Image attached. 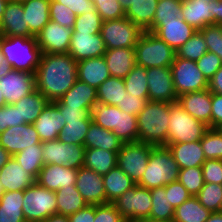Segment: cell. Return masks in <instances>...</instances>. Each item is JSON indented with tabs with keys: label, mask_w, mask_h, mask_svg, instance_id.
I'll return each mask as SVG.
<instances>
[{
	"label": "cell",
	"mask_w": 222,
	"mask_h": 222,
	"mask_svg": "<svg viewBox=\"0 0 222 222\" xmlns=\"http://www.w3.org/2000/svg\"><path fill=\"white\" fill-rule=\"evenodd\" d=\"M77 65L69 53L42 54L35 71V89L50 102L60 99L77 81Z\"/></svg>",
	"instance_id": "1"
},
{
	"label": "cell",
	"mask_w": 222,
	"mask_h": 222,
	"mask_svg": "<svg viewBox=\"0 0 222 222\" xmlns=\"http://www.w3.org/2000/svg\"><path fill=\"white\" fill-rule=\"evenodd\" d=\"M170 103L148 101L137 115L138 141L164 146L168 140Z\"/></svg>",
	"instance_id": "2"
},
{
	"label": "cell",
	"mask_w": 222,
	"mask_h": 222,
	"mask_svg": "<svg viewBox=\"0 0 222 222\" xmlns=\"http://www.w3.org/2000/svg\"><path fill=\"white\" fill-rule=\"evenodd\" d=\"M0 46L5 56V61L12 69L35 73L43 54L38 46L36 36L19 37L0 35Z\"/></svg>",
	"instance_id": "3"
},
{
	"label": "cell",
	"mask_w": 222,
	"mask_h": 222,
	"mask_svg": "<svg viewBox=\"0 0 222 222\" xmlns=\"http://www.w3.org/2000/svg\"><path fill=\"white\" fill-rule=\"evenodd\" d=\"M179 167L171 151L165 146L151 150L147 167L138 186L152 189L178 181Z\"/></svg>",
	"instance_id": "4"
},
{
	"label": "cell",
	"mask_w": 222,
	"mask_h": 222,
	"mask_svg": "<svg viewBox=\"0 0 222 222\" xmlns=\"http://www.w3.org/2000/svg\"><path fill=\"white\" fill-rule=\"evenodd\" d=\"M167 147L173 143L199 141L209 129L205 123L186 112L178 102L170 103Z\"/></svg>",
	"instance_id": "5"
},
{
	"label": "cell",
	"mask_w": 222,
	"mask_h": 222,
	"mask_svg": "<svg viewBox=\"0 0 222 222\" xmlns=\"http://www.w3.org/2000/svg\"><path fill=\"white\" fill-rule=\"evenodd\" d=\"M136 64L144 68L170 67L176 52L152 32L144 31L135 46Z\"/></svg>",
	"instance_id": "6"
},
{
	"label": "cell",
	"mask_w": 222,
	"mask_h": 222,
	"mask_svg": "<svg viewBox=\"0 0 222 222\" xmlns=\"http://www.w3.org/2000/svg\"><path fill=\"white\" fill-rule=\"evenodd\" d=\"M23 215L30 222H41L57 214V199L54 191L37 183L24 190Z\"/></svg>",
	"instance_id": "7"
},
{
	"label": "cell",
	"mask_w": 222,
	"mask_h": 222,
	"mask_svg": "<svg viewBox=\"0 0 222 222\" xmlns=\"http://www.w3.org/2000/svg\"><path fill=\"white\" fill-rule=\"evenodd\" d=\"M143 32L138 25L123 17L103 21L100 35L107 49L135 48Z\"/></svg>",
	"instance_id": "8"
},
{
	"label": "cell",
	"mask_w": 222,
	"mask_h": 222,
	"mask_svg": "<svg viewBox=\"0 0 222 222\" xmlns=\"http://www.w3.org/2000/svg\"><path fill=\"white\" fill-rule=\"evenodd\" d=\"M112 204L126 222L150 218L152 206L150 189L136 184L134 187L126 190Z\"/></svg>",
	"instance_id": "9"
},
{
	"label": "cell",
	"mask_w": 222,
	"mask_h": 222,
	"mask_svg": "<svg viewBox=\"0 0 222 222\" xmlns=\"http://www.w3.org/2000/svg\"><path fill=\"white\" fill-rule=\"evenodd\" d=\"M154 147L152 144L139 141L123 143L117 154V166L138 184Z\"/></svg>",
	"instance_id": "10"
},
{
	"label": "cell",
	"mask_w": 222,
	"mask_h": 222,
	"mask_svg": "<svg viewBox=\"0 0 222 222\" xmlns=\"http://www.w3.org/2000/svg\"><path fill=\"white\" fill-rule=\"evenodd\" d=\"M170 68L177 96L208 89L209 81L199 70L195 61L182 59L175 55Z\"/></svg>",
	"instance_id": "11"
},
{
	"label": "cell",
	"mask_w": 222,
	"mask_h": 222,
	"mask_svg": "<svg viewBox=\"0 0 222 222\" xmlns=\"http://www.w3.org/2000/svg\"><path fill=\"white\" fill-rule=\"evenodd\" d=\"M44 165H64L74 169L83 167L84 145L68 144L58 139L42 142Z\"/></svg>",
	"instance_id": "12"
},
{
	"label": "cell",
	"mask_w": 222,
	"mask_h": 222,
	"mask_svg": "<svg viewBox=\"0 0 222 222\" xmlns=\"http://www.w3.org/2000/svg\"><path fill=\"white\" fill-rule=\"evenodd\" d=\"M147 84L149 101L177 102L170 67L147 68Z\"/></svg>",
	"instance_id": "13"
},
{
	"label": "cell",
	"mask_w": 222,
	"mask_h": 222,
	"mask_svg": "<svg viewBox=\"0 0 222 222\" xmlns=\"http://www.w3.org/2000/svg\"><path fill=\"white\" fill-rule=\"evenodd\" d=\"M0 90L7 104H15L35 90V73L11 69L0 78Z\"/></svg>",
	"instance_id": "14"
},
{
	"label": "cell",
	"mask_w": 222,
	"mask_h": 222,
	"mask_svg": "<svg viewBox=\"0 0 222 222\" xmlns=\"http://www.w3.org/2000/svg\"><path fill=\"white\" fill-rule=\"evenodd\" d=\"M73 29L49 21L37 34L36 40L43 54L68 53Z\"/></svg>",
	"instance_id": "15"
},
{
	"label": "cell",
	"mask_w": 222,
	"mask_h": 222,
	"mask_svg": "<svg viewBox=\"0 0 222 222\" xmlns=\"http://www.w3.org/2000/svg\"><path fill=\"white\" fill-rule=\"evenodd\" d=\"M39 143H41V140L33 124L25 123L11 126L0 134V145L11 156Z\"/></svg>",
	"instance_id": "16"
},
{
	"label": "cell",
	"mask_w": 222,
	"mask_h": 222,
	"mask_svg": "<svg viewBox=\"0 0 222 222\" xmlns=\"http://www.w3.org/2000/svg\"><path fill=\"white\" fill-rule=\"evenodd\" d=\"M75 185L88 205L106 204L103 175L84 166L80 167L77 170Z\"/></svg>",
	"instance_id": "17"
},
{
	"label": "cell",
	"mask_w": 222,
	"mask_h": 222,
	"mask_svg": "<svg viewBox=\"0 0 222 222\" xmlns=\"http://www.w3.org/2000/svg\"><path fill=\"white\" fill-rule=\"evenodd\" d=\"M106 50L105 42L100 33L89 35V33H76L74 30L72 31L68 53L77 62L88 58L102 57Z\"/></svg>",
	"instance_id": "18"
},
{
	"label": "cell",
	"mask_w": 222,
	"mask_h": 222,
	"mask_svg": "<svg viewBox=\"0 0 222 222\" xmlns=\"http://www.w3.org/2000/svg\"><path fill=\"white\" fill-rule=\"evenodd\" d=\"M215 0H183L181 18L196 31L214 24Z\"/></svg>",
	"instance_id": "19"
},
{
	"label": "cell",
	"mask_w": 222,
	"mask_h": 222,
	"mask_svg": "<svg viewBox=\"0 0 222 222\" xmlns=\"http://www.w3.org/2000/svg\"><path fill=\"white\" fill-rule=\"evenodd\" d=\"M77 169L64 165L48 164L39 171L36 183L50 191H58L65 186L76 184Z\"/></svg>",
	"instance_id": "20"
},
{
	"label": "cell",
	"mask_w": 222,
	"mask_h": 222,
	"mask_svg": "<svg viewBox=\"0 0 222 222\" xmlns=\"http://www.w3.org/2000/svg\"><path fill=\"white\" fill-rule=\"evenodd\" d=\"M177 102L191 116L211 128V91L209 89L183 93L178 96Z\"/></svg>",
	"instance_id": "21"
},
{
	"label": "cell",
	"mask_w": 222,
	"mask_h": 222,
	"mask_svg": "<svg viewBox=\"0 0 222 222\" xmlns=\"http://www.w3.org/2000/svg\"><path fill=\"white\" fill-rule=\"evenodd\" d=\"M0 35L33 37L24 16L22 1H8L0 21Z\"/></svg>",
	"instance_id": "22"
},
{
	"label": "cell",
	"mask_w": 222,
	"mask_h": 222,
	"mask_svg": "<svg viewBox=\"0 0 222 222\" xmlns=\"http://www.w3.org/2000/svg\"><path fill=\"white\" fill-rule=\"evenodd\" d=\"M196 30L187 24L181 17L178 19L164 21L158 25L152 33L163 40L175 52L185 44Z\"/></svg>",
	"instance_id": "23"
},
{
	"label": "cell",
	"mask_w": 222,
	"mask_h": 222,
	"mask_svg": "<svg viewBox=\"0 0 222 222\" xmlns=\"http://www.w3.org/2000/svg\"><path fill=\"white\" fill-rule=\"evenodd\" d=\"M66 122H63V116L59 108L49 102L33 123L41 142L56 140Z\"/></svg>",
	"instance_id": "24"
},
{
	"label": "cell",
	"mask_w": 222,
	"mask_h": 222,
	"mask_svg": "<svg viewBox=\"0 0 222 222\" xmlns=\"http://www.w3.org/2000/svg\"><path fill=\"white\" fill-rule=\"evenodd\" d=\"M35 183L36 179L13 156L0 169V184L4 192L24 191Z\"/></svg>",
	"instance_id": "25"
},
{
	"label": "cell",
	"mask_w": 222,
	"mask_h": 222,
	"mask_svg": "<svg viewBox=\"0 0 222 222\" xmlns=\"http://www.w3.org/2000/svg\"><path fill=\"white\" fill-rule=\"evenodd\" d=\"M103 57L111 77L124 79L136 65L135 48L107 49Z\"/></svg>",
	"instance_id": "26"
},
{
	"label": "cell",
	"mask_w": 222,
	"mask_h": 222,
	"mask_svg": "<svg viewBox=\"0 0 222 222\" xmlns=\"http://www.w3.org/2000/svg\"><path fill=\"white\" fill-rule=\"evenodd\" d=\"M111 77L104 57L81 60L77 65V78L97 89L107 78Z\"/></svg>",
	"instance_id": "27"
},
{
	"label": "cell",
	"mask_w": 222,
	"mask_h": 222,
	"mask_svg": "<svg viewBox=\"0 0 222 222\" xmlns=\"http://www.w3.org/2000/svg\"><path fill=\"white\" fill-rule=\"evenodd\" d=\"M168 149L174 156L179 169L202 166L206 161L200 140L194 142L169 144Z\"/></svg>",
	"instance_id": "28"
},
{
	"label": "cell",
	"mask_w": 222,
	"mask_h": 222,
	"mask_svg": "<svg viewBox=\"0 0 222 222\" xmlns=\"http://www.w3.org/2000/svg\"><path fill=\"white\" fill-rule=\"evenodd\" d=\"M22 5L29 31L37 36L50 21V0H24Z\"/></svg>",
	"instance_id": "29"
},
{
	"label": "cell",
	"mask_w": 222,
	"mask_h": 222,
	"mask_svg": "<svg viewBox=\"0 0 222 222\" xmlns=\"http://www.w3.org/2000/svg\"><path fill=\"white\" fill-rule=\"evenodd\" d=\"M57 101L62 106L88 108L92 111L97 103V91L94 87L77 79L75 84Z\"/></svg>",
	"instance_id": "30"
},
{
	"label": "cell",
	"mask_w": 222,
	"mask_h": 222,
	"mask_svg": "<svg viewBox=\"0 0 222 222\" xmlns=\"http://www.w3.org/2000/svg\"><path fill=\"white\" fill-rule=\"evenodd\" d=\"M123 142L110 130L92 122L84 140L85 148H101L118 153Z\"/></svg>",
	"instance_id": "31"
},
{
	"label": "cell",
	"mask_w": 222,
	"mask_h": 222,
	"mask_svg": "<svg viewBox=\"0 0 222 222\" xmlns=\"http://www.w3.org/2000/svg\"><path fill=\"white\" fill-rule=\"evenodd\" d=\"M50 101L36 89L13 104L18 109L19 122L33 124Z\"/></svg>",
	"instance_id": "32"
},
{
	"label": "cell",
	"mask_w": 222,
	"mask_h": 222,
	"mask_svg": "<svg viewBox=\"0 0 222 222\" xmlns=\"http://www.w3.org/2000/svg\"><path fill=\"white\" fill-rule=\"evenodd\" d=\"M103 185L106 203H112L126 190L134 187L136 183L119 166H116L103 175Z\"/></svg>",
	"instance_id": "33"
},
{
	"label": "cell",
	"mask_w": 222,
	"mask_h": 222,
	"mask_svg": "<svg viewBox=\"0 0 222 222\" xmlns=\"http://www.w3.org/2000/svg\"><path fill=\"white\" fill-rule=\"evenodd\" d=\"M157 4L158 0H132L131 6L125 12V17L143 31L150 32V25L155 17Z\"/></svg>",
	"instance_id": "34"
},
{
	"label": "cell",
	"mask_w": 222,
	"mask_h": 222,
	"mask_svg": "<svg viewBox=\"0 0 222 222\" xmlns=\"http://www.w3.org/2000/svg\"><path fill=\"white\" fill-rule=\"evenodd\" d=\"M24 191H7L0 197V222H22Z\"/></svg>",
	"instance_id": "35"
},
{
	"label": "cell",
	"mask_w": 222,
	"mask_h": 222,
	"mask_svg": "<svg viewBox=\"0 0 222 222\" xmlns=\"http://www.w3.org/2000/svg\"><path fill=\"white\" fill-rule=\"evenodd\" d=\"M117 154L101 148H86L83 166L100 175H105L117 166Z\"/></svg>",
	"instance_id": "36"
},
{
	"label": "cell",
	"mask_w": 222,
	"mask_h": 222,
	"mask_svg": "<svg viewBox=\"0 0 222 222\" xmlns=\"http://www.w3.org/2000/svg\"><path fill=\"white\" fill-rule=\"evenodd\" d=\"M57 214L69 216L85 208L88 204L76 188V185L65 186L55 192Z\"/></svg>",
	"instance_id": "37"
},
{
	"label": "cell",
	"mask_w": 222,
	"mask_h": 222,
	"mask_svg": "<svg viewBox=\"0 0 222 222\" xmlns=\"http://www.w3.org/2000/svg\"><path fill=\"white\" fill-rule=\"evenodd\" d=\"M211 213L196 196H192L175 209L173 222H206Z\"/></svg>",
	"instance_id": "38"
},
{
	"label": "cell",
	"mask_w": 222,
	"mask_h": 222,
	"mask_svg": "<svg viewBox=\"0 0 222 222\" xmlns=\"http://www.w3.org/2000/svg\"><path fill=\"white\" fill-rule=\"evenodd\" d=\"M97 103L115 105L122 102L126 88L122 78L109 77L97 89Z\"/></svg>",
	"instance_id": "39"
},
{
	"label": "cell",
	"mask_w": 222,
	"mask_h": 222,
	"mask_svg": "<svg viewBox=\"0 0 222 222\" xmlns=\"http://www.w3.org/2000/svg\"><path fill=\"white\" fill-rule=\"evenodd\" d=\"M152 206L150 218L165 222H173L175 209L169 204L168 194L165 187L150 189Z\"/></svg>",
	"instance_id": "40"
},
{
	"label": "cell",
	"mask_w": 222,
	"mask_h": 222,
	"mask_svg": "<svg viewBox=\"0 0 222 222\" xmlns=\"http://www.w3.org/2000/svg\"><path fill=\"white\" fill-rule=\"evenodd\" d=\"M42 142L39 144L27 147L23 151L15 154L13 157L23 168L30 173L35 179L38 177L39 171L44 166L42 156Z\"/></svg>",
	"instance_id": "41"
},
{
	"label": "cell",
	"mask_w": 222,
	"mask_h": 222,
	"mask_svg": "<svg viewBox=\"0 0 222 222\" xmlns=\"http://www.w3.org/2000/svg\"><path fill=\"white\" fill-rule=\"evenodd\" d=\"M112 132L123 142L138 141L137 116L126 113L118 108L117 126Z\"/></svg>",
	"instance_id": "42"
},
{
	"label": "cell",
	"mask_w": 222,
	"mask_h": 222,
	"mask_svg": "<svg viewBox=\"0 0 222 222\" xmlns=\"http://www.w3.org/2000/svg\"><path fill=\"white\" fill-rule=\"evenodd\" d=\"M92 120L66 121L58 140L63 143L84 145V140Z\"/></svg>",
	"instance_id": "43"
},
{
	"label": "cell",
	"mask_w": 222,
	"mask_h": 222,
	"mask_svg": "<svg viewBox=\"0 0 222 222\" xmlns=\"http://www.w3.org/2000/svg\"><path fill=\"white\" fill-rule=\"evenodd\" d=\"M124 82L129 95L148 97L147 68L136 64Z\"/></svg>",
	"instance_id": "44"
},
{
	"label": "cell",
	"mask_w": 222,
	"mask_h": 222,
	"mask_svg": "<svg viewBox=\"0 0 222 222\" xmlns=\"http://www.w3.org/2000/svg\"><path fill=\"white\" fill-rule=\"evenodd\" d=\"M182 14V1L180 0H158L155 17L150 25L152 32L158 25L164 21L178 19Z\"/></svg>",
	"instance_id": "45"
},
{
	"label": "cell",
	"mask_w": 222,
	"mask_h": 222,
	"mask_svg": "<svg viewBox=\"0 0 222 222\" xmlns=\"http://www.w3.org/2000/svg\"><path fill=\"white\" fill-rule=\"evenodd\" d=\"M196 197L205 209L211 212L222 211V185L204 183Z\"/></svg>",
	"instance_id": "46"
},
{
	"label": "cell",
	"mask_w": 222,
	"mask_h": 222,
	"mask_svg": "<svg viewBox=\"0 0 222 222\" xmlns=\"http://www.w3.org/2000/svg\"><path fill=\"white\" fill-rule=\"evenodd\" d=\"M207 51L204 37L202 33L197 30L192 37L176 51V56L196 62Z\"/></svg>",
	"instance_id": "47"
},
{
	"label": "cell",
	"mask_w": 222,
	"mask_h": 222,
	"mask_svg": "<svg viewBox=\"0 0 222 222\" xmlns=\"http://www.w3.org/2000/svg\"><path fill=\"white\" fill-rule=\"evenodd\" d=\"M91 116L96 125L112 131L117 126L118 107L96 103L91 111Z\"/></svg>",
	"instance_id": "48"
},
{
	"label": "cell",
	"mask_w": 222,
	"mask_h": 222,
	"mask_svg": "<svg viewBox=\"0 0 222 222\" xmlns=\"http://www.w3.org/2000/svg\"><path fill=\"white\" fill-rule=\"evenodd\" d=\"M206 160L222 159V131L209 128L200 139Z\"/></svg>",
	"instance_id": "49"
},
{
	"label": "cell",
	"mask_w": 222,
	"mask_h": 222,
	"mask_svg": "<svg viewBox=\"0 0 222 222\" xmlns=\"http://www.w3.org/2000/svg\"><path fill=\"white\" fill-rule=\"evenodd\" d=\"M178 181L192 196H196L204 185L202 167L179 169Z\"/></svg>",
	"instance_id": "50"
},
{
	"label": "cell",
	"mask_w": 222,
	"mask_h": 222,
	"mask_svg": "<svg viewBox=\"0 0 222 222\" xmlns=\"http://www.w3.org/2000/svg\"><path fill=\"white\" fill-rule=\"evenodd\" d=\"M103 20L98 12L83 13L76 17L73 30L76 33L99 34Z\"/></svg>",
	"instance_id": "51"
},
{
	"label": "cell",
	"mask_w": 222,
	"mask_h": 222,
	"mask_svg": "<svg viewBox=\"0 0 222 222\" xmlns=\"http://www.w3.org/2000/svg\"><path fill=\"white\" fill-rule=\"evenodd\" d=\"M199 31L204 37L208 51L219 56L222 61V25H208Z\"/></svg>",
	"instance_id": "52"
},
{
	"label": "cell",
	"mask_w": 222,
	"mask_h": 222,
	"mask_svg": "<svg viewBox=\"0 0 222 222\" xmlns=\"http://www.w3.org/2000/svg\"><path fill=\"white\" fill-rule=\"evenodd\" d=\"M76 15L67 7L54 0H50V20L59 25L73 29Z\"/></svg>",
	"instance_id": "53"
},
{
	"label": "cell",
	"mask_w": 222,
	"mask_h": 222,
	"mask_svg": "<svg viewBox=\"0 0 222 222\" xmlns=\"http://www.w3.org/2000/svg\"><path fill=\"white\" fill-rule=\"evenodd\" d=\"M93 3L103 21L125 17V12L118 0H93Z\"/></svg>",
	"instance_id": "54"
},
{
	"label": "cell",
	"mask_w": 222,
	"mask_h": 222,
	"mask_svg": "<svg viewBox=\"0 0 222 222\" xmlns=\"http://www.w3.org/2000/svg\"><path fill=\"white\" fill-rule=\"evenodd\" d=\"M164 187L166 194H168L169 204L174 209L192 197L188 190L179 181L168 183Z\"/></svg>",
	"instance_id": "55"
},
{
	"label": "cell",
	"mask_w": 222,
	"mask_h": 222,
	"mask_svg": "<svg viewBox=\"0 0 222 222\" xmlns=\"http://www.w3.org/2000/svg\"><path fill=\"white\" fill-rule=\"evenodd\" d=\"M199 70L209 81L215 72L222 66V61L216 54L207 51L200 59L196 61Z\"/></svg>",
	"instance_id": "56"
},
{
	"label": "cell",
	"mask_w": 222,
	"mask_h": 222,
	"mask_svg": "<svg viewBox=\"0 0 222 222\" xmlns=\"http://www.w3.org/2000/svg\"><path fill=\"white\" fill-rule=\"evenodd\" d=\"M201 167L204 183L222 185V159L206 160Z\"/></svg>",
	"instance_id": "57"
},
{
	"label": "cell",
	"mask_w": 222,
	"mask_h": 222,
	"mask_svg": "<svg viewBox=\"0 0 222 222\" xmlns=\"http://www.w3.org/2000/svg\"><path fill=\"white\" fill-rule=\"evenodd\" d=\"M53 103L59 108V112L63 116V122L92 120L91 110L88 108L62 106L57 100L53 101Z\"/></svg>",
	"instance_id": "58"
},
{
	"label": "cell",
	"mask_w": 222,
	"mask_h": 222,
	"mask_svg": "<svg viewBox=\"0 0 222 222\" xmlns=\"http://www.w3.org/2000/svg\"><path fill=\"white\" fill-rule=\"evenodd\" d=\"M148 101L149 97L129 95L126 91L122 102L118 103L117 107L126 113L137 116Z\"/></svg>",
	"instance_id": "59"
},
{
	"label": "cell",
	"mask_w": 222,
	"mask_h": 222,
	"mask_svg": "<svg viewBox=\"0 0 222 222\" xmlns=\"http://www.w3.org/2000/svg\"><path fill=\"white\" fill-rule=\"evenodd\" d=\"M94 222H126L112 203L95 205Z\"/></svg>",
	"instance_id": "60"
},
{
	"label": "cell",
	"mask_w": 222,
	"mask_h": 222,
	"mask_svg": "<svg viewBox=\"0 0 222 222\" xmlns=\"http://www.w3.org/2000/svg\"><path fill=\"white\" fill-rule=\"evenodd\" d=\"M67 6L76 16L83 13L97 12L93 0H54Z\"/></svg>",
	"instance_id": "61"
},
{
	"label": "cell",
	"mask_w": 222,
	"mask_h": 222,
	"mask_svg": "<svg viewBox=\"0 0 222 222\" xmlns=\"http://www.w3.org/2000/svg\"><path fill=\"white\" fill-rule=\"evenodd\" d=\"M222 124V94L211 92V128Z\"/></svg>",
	"instance_id": "62"
},
{
	"label": "cell",
	"mask_w": 222,
	"mask_h": 222,
	"mask_svg": "<svg viewBox=\"0 0 222 222\" xmlns=\"http://www.w3.org/2000/svg\"><path fill=\"white\" fill-rule=\"evenodd\" d=\"M69 222H94L95 205H87L85 208L68 216Z\"/></svg>",
	"instance_id": "63"
},
{
	"label": "cell",
	"mask_w": 222,
	"mask_h": 222,
	"mask_svg": "<svg viewBox=\"0 0 222 222\" xmlns=\"http://www.w3.org/2000/svg\"><path fill=\"white\" fill-rule=\"evenodd\" d=\"M208 89L216 94H222V66L215 72L214 76L209 80Z\"/></svg>",
	"instance_id": "64"
},
{
	"label": "cell",
	"mask_w": 222,
	"mask_h": 222,
	"mask_svg": "<svg viewBox=\"0 0 222 222\" xmlns=\"http://www.w3.org/2000/svg\"><path fill=\"white\" fill-rule=\"evenodd\" d=\"M20 124H24L23 122H19L18 109L13 104H7V126L10 128L11 126H17Z\"/></svg>",
	"instance_id": "65"
},
{
	"label": "cell",
	"mask_w": 222,
	"mask_h": 222,
	"mask_svg": "<svg viewBox=\"0 0 222 222\" xmlns=\"http://www.w3.org/2000/svg\"><path fill=\"white\" fill-rule=\"evenodd\" d=\"M214 24L222 25V0H215Z\"/></svg>",
	"instance_id": "66"
},
{
	"label": "cell",
	"mask_w": 222,
	"mask_h": 222,
	"mask_svg": "<svg viewBox=\"0 0 222 222\" xmlns=\"http://www.w3.org/2000/svg\"><path fill=\"white\" fill-rule=\"evenodd\" d=\"M8 128L7 126V104L0 108V134Z\"/></svg>",
	"instance_id": "67"
},
{
	"label": "cell",
	"mask_w": 222,
	"mask_h": 222,
	"mask_svg": "<svg viewBox=\"0 0 222 222\" xmlns=\"http://www.w3.org/2000/svg\"><path fill=\"white\" fill-rule=\"evenodd\" d=\"M41 222H69V217L66 215L53 214Z\"/></svg>",
	"instance_id": "68"
},
{
	"label": "cell",
	"mask_w": 222,
	"mask_h": 222,
	"mask_svg": "<svg viewBox=\"0 0 222 222\" xmlns=\"http://www.w3.org/2000/svg\"><path fill=\"white\" fill-rule=\"evenodd\" d=\"M9 152L0 145V169L11 159Z\"/></svg>",
	"instance_id": "69"
},
{
	"label": "cell",
	"mask_w": 222,
	"mask_h": 222,
	"mask_svg": "<svg viewBox=\"0 0 222 222\" xmlns=\"http://www.w3.org/2000/svg\"><path fill=\"white\" fill-rule=\"evenodd\" d=\"M12 67L6 62L0 63V78L5 76L7 73L11 71Z\"/></svg>",
	"instance_id": "70"
},
{
	"label": "cell",
	"mask_w": 222,
	"mask_h": 222,
	"mask_svg": "<svg viewBox=\"0 0 222 222\" xmlns=\"http://www.w3.org/2000/svg\"><path fill=\"white\" fill-rule=\"evenodd\" d=\"M206 222H222V211L212 212Z\"/></svg>",
	"instance_id": "71"
},
{
	"label": "cell",
	"mask_w": 222,
	"mask_h": 222,
	"mask_svg": "<svg viewBox=\"0 0 222 222\" xmlns=\"http://www.w3.org/2000/svg\"><path fill=\"white\" fill-rule=\"evenodd\" d=\"M124 12L131 6L132 0H118Z\"/></svg>",
	"instance_id": "72"
},
{
	"label": "cell",
	"mask_w": 222,
	"mask_h": 222,
	"mask_svg": "<svg viewBox=\"0 0 222 222\" xmlns=\"http://www.w3.org/2000/svg\"><path fill=\"white\" fill-rule=\"evenodd\" d=\"M9 0H0V21L3 17V13L5 11L6 8V4L8 3Z\"/></svg>",
	"instance_id": "73"
},
{
	"label": "cell",
	"mask_w": 222,
	"mask_h": 222,
	"mask_svg": "<svg viewBox=\"0 0 222 222\" xmlns=\"http://www.w3.org/2000/svg\"><path fill=\"white\" fill-rule=\"evenodd\" d=\"M132 222H165V221H161V220H155V219H152V218H142V219H138V220H135V221H132Z\"/></svg>",
	"instance_id": "74"
},
{
	"label": "cell",
	"mask_w": 222,
	"mask_h": 222,
	"mask_svg": "<svg viewBox=\"0 0 222 222\" xmlns=\"http://www.w3.org/2000/svg\"><path fill=\"white\" fill-rule=\"evenodd\" d=\"M6 100L4 99V95L1 94V90H0V108L4 107L6 105Z\"/></svg>",
	"instance_id": "75"
},
{
	"label": "cell",
	"mask_w": 222,
	"mask_h": 222,
	"mask_svg": "<svg viewBox=\"0 0 222 222\" xmlns=\"http://www.w3.org/2000/svg\"><path fill=\"white\" fill-rule=\"evenodd\" d=\"M3 61H5V56L3 55L1 46H0V63H3Z\"/></svg>",
	"instance_id": "76"
},
{
	"label": "cell",
	"mask_w": 222,
	"mask_h": 222,
	"mask_svg": "<svg viewBox=\"0 0 222 222\" xmlns=\"http://www.w3.org/2000/svg\"><path fill=\"white\" fill-rule=\"evenodd\" d=\"M3 193H4V190H3V188H2V186L0 184V197L3 195Z\"/></svg>",
	"instance_id": "77"
},
{
	"label": "cell",
	"mask_w": 222,
	"mask_h": 222,
	"mask_svg": "<svg viewBox=\"0 0 222 222\" xmlns=\"http://www.w3.org/2000/svg\"><path fill=\"white\" fill-rule=\"evenodd\" d=\"M220 131H222V124L220 125V127L218 128Z\"/></svg>",
	"instance_id": "78"
}]
</instances>
